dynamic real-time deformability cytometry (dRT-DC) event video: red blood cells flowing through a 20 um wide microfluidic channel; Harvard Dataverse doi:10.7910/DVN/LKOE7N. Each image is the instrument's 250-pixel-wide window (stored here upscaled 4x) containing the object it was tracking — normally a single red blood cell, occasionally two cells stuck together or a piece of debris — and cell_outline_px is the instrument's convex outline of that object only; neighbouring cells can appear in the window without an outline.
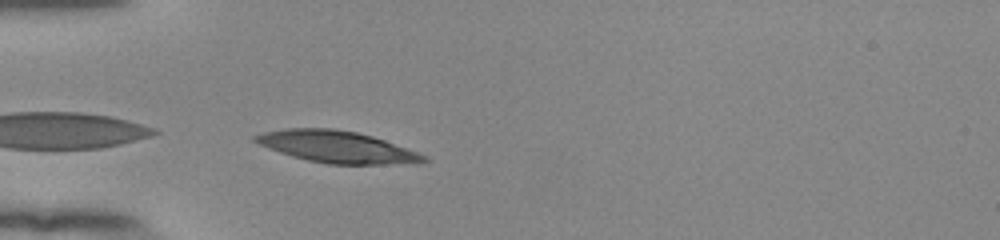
{"species": "human", "species_latin": "Homo sapiens", "temperature_condition": "room temperature", "stored_images_in_passage": 29, "camera_frame_rate_fps": 3000, "um_per_image_px": 0.085, "donor": {"sex": "female"}, "frame": {"image": 1, "passage_image": 1, "time_ms": 0.0, "image_size_px": [1000, 240], "cell_outline_px": [[428, 160], [416, 164], [328, 164], [308, 160], [292, 156], [268, 148], [252, 140], [252, 136], [264, 132], [284, 128], [332, 128], [356, 132], [372, 136], [384, 140], [428, 156]], "centroid_in_image_um": [28.64, 12.48], "position_along_channel_um": 56.4, "area_um2": 31.15}}
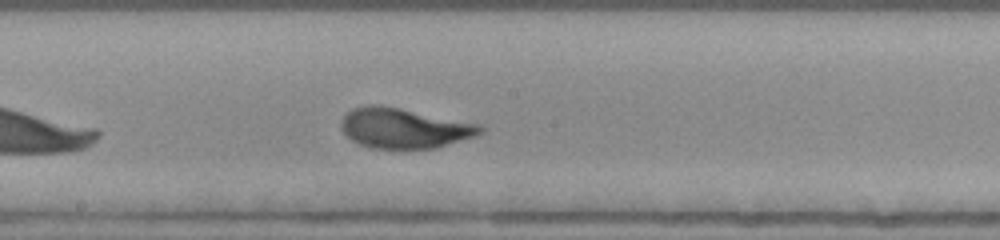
{"frame": {"image": 2, "passage_image": 14, "time_ms": 4.333, "image_size_px": [1000, 240], "cell_outline_px": [[484, 128], [476, 136], [436, 148], [372, 148], [360, 144], [352, 140], [340, 128], [340, 120], [352, 108], [368, 104], [376, 104], [400, 108], [480, 124]], "centroid_in_image_um": [34.33, 10.88], "position_along_channel_um": 213.9, "area_um2": 32.37}}
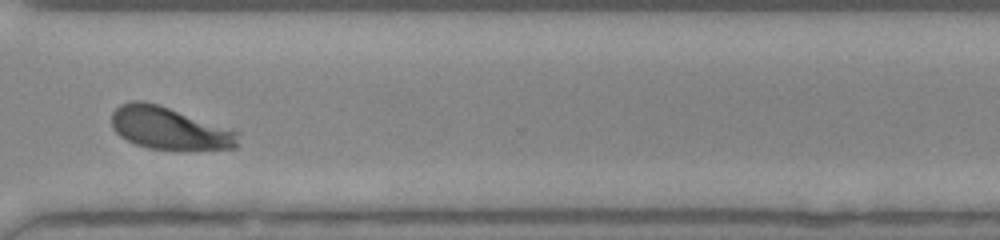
{"frame": {"image": 3, "passage_image": 25, "time_ms": 8.0, "image_size_px": [1000, 240], "cell_outline_px": [[240, 132], [236, 148], [148, 148], [136, 144], [120, 136], [112, 128], [112, 112], [120, 104], [132, 100], [144, 100]], "centroid_in_image_um": [14.33, 10.88], "position_along_channel_um": 356.3, "area_um2": 30.4}, "authors_computed_cell_mechanics": {"area_um2": 32.0212, "velocity_mm_per_s": 3.8635, "shape_relaxation_time_tau1_ms": 2.3512, "shape_relaxation_time_tau2_ms": null, "deformation_change_tau1": 0.1622, "deformation_change_tau2": null}}